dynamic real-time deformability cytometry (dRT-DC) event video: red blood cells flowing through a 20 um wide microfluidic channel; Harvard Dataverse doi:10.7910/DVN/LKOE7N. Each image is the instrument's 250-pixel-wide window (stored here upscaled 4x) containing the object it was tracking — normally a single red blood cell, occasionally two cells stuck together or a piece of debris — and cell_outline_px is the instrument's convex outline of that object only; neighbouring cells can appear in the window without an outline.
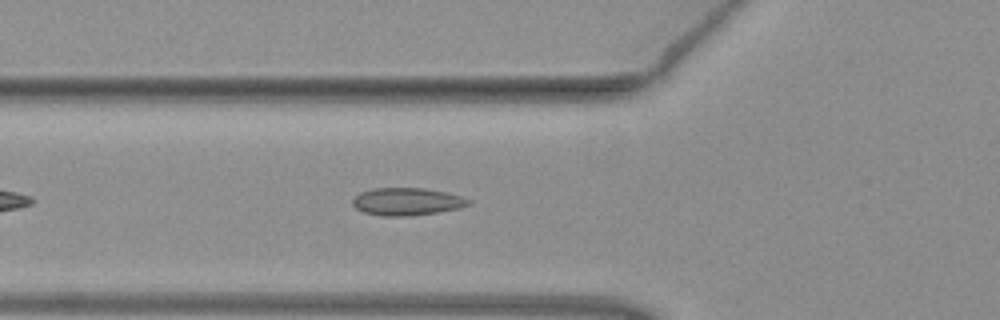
{"species": "common noctule bat (a hibernating species)", "species_latin": "Nyctalus noctula", "temperature_condition": "warm", "stored_images_in_passage": 39, "camera_frame_rate_fps": 3000, "um_per_image_px": 0.085, "animal": {"sex": "female", "body_mass_g": 19.3, "forearm_length_mm": 54.1}, "frame": {"image": 1, "passage_image": 7, "time_ms": 2.0, "image_size_px": [1000, 320], "cell_outline_px": [[472, 204], [460, 208], [412, 216], [380, 216], [364, 212], [356, 208], [352, 204], [352, 200], [360, 192], [372, 188], [424, 188], [448, 192], [472, 200]], "centroid_in_image_um": [34.61, 17.13], "position_along_channel_um": 91.2, "area_um2": 18.79}}
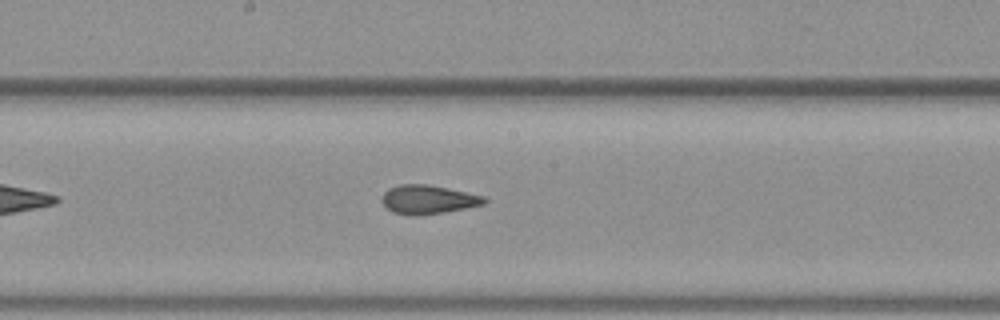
{"frame": {"image": 2, "passage_image": 16, "time_ms": 5.0, "image_size_px": [1000, 320], "cell_outline_px": [[488, 200], [484, 204], [444, 212], [420, 216], [408, 216], [392, 212], [380, 200], [384, 192], [388, 188], [400, 184], [428, 184], [448, 188], [484, 196]], "centroid_in_image_um": [36.35, 16.96], "position_along_channel_um": 211.8, "area_um2": 17.34}}
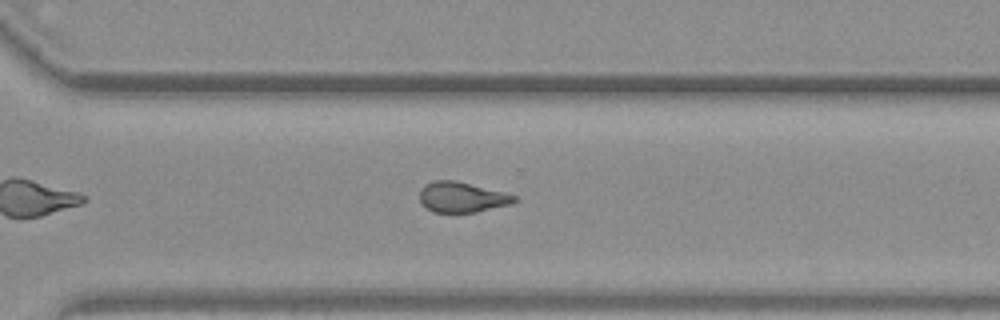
{"frame": {"image": 3, "passage_image": 25, "time_ms": 8.0, "image_size_px": [1000, 320], "cell_outline_px": [[520, 200], [512, 204], [476, 212], [432, 212], [420, 200], [420, 188], [424, 184], [436, 180], [456, 180], [516, 196]], "centroid_in_image_um": [39.27, 16.76], "position_along_channel_um": 331.3, "area_um2": 16.65}, "authors_computed_cell_mechanics": {"area_um2": 17.34, "velocity_mm_per_s": 3.9982, "shape_relaxation_time_tau1_ms": null, "shape_relaxation_time_tau2_ms": 3.3655, "deformation_change_tau1": null, "deformation_change_tau2": 0.0812}}